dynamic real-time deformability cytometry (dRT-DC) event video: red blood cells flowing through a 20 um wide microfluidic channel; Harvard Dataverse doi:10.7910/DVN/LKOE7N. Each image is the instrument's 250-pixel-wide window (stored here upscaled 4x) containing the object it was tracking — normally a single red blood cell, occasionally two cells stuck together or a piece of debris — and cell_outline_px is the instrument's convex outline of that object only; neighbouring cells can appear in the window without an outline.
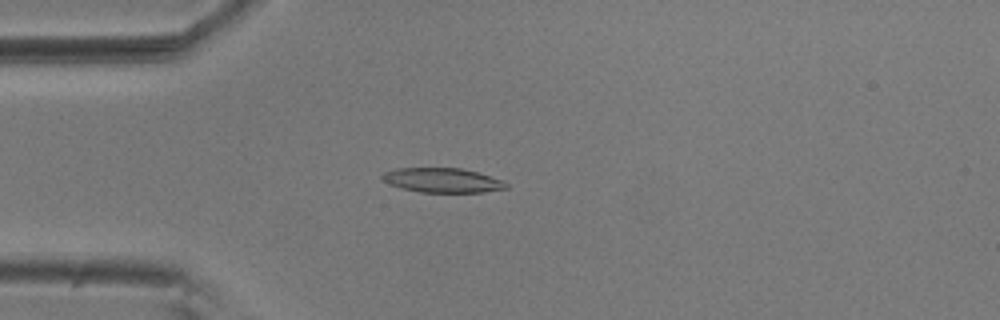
{"species": "common noctule bat (a hibernating species)", "species_latin": "Nyctalus noctula", "temperature_condition": "room temperature", "stored_images_in_passage": 54, "camera_frame_rate_fps": 3000, "um_per_image_px": 0.085, "animal": {"sex": "male", "body_mass_g": 20.5, "forearm_length_mm": 52.5}, "frame": {"image": 1, "passage_image": 14, "time_ms": 4.333, "image_size_px": [1000, 320], "cell_outline_px": [[508, 188], [484, 192], [420, 192], [388, 184], [380, 180], [380, 176], [384, 172], [396, 168], [460, 168], [476, 172], [504, 180], [508, 184]], "centroid_in_image_um": [37.59, 15.32], "position_along_channel_um": 47.4, "area_um2": 17.74}}
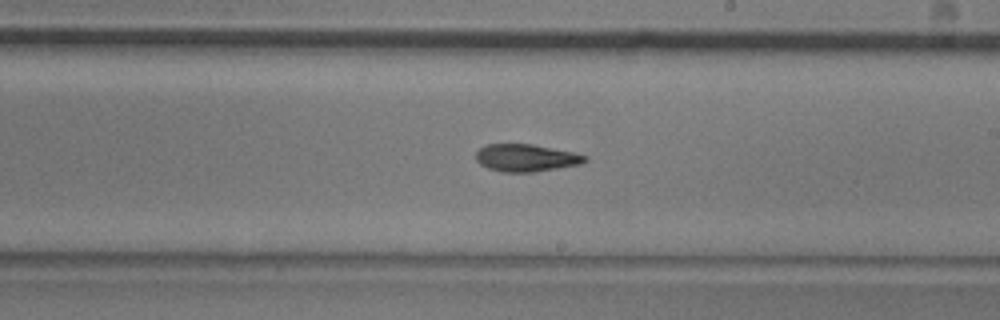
{"frame": {"image": 2, "passage_image": 31, "time_ms": 10.0, "image_size_px": [1000, 320], "cell_outline_px": [[588, 160], [580, 164], [536, 172], [500, 172], [488, 168], [480, 164], [476, 160], [476, 152], [480, 148], [488, 144], [532, 144], [572, 152], [584, 156]], "centroid_in_image_um": [44.67, 13.42], "position_along_channel_um": 244.3, "area_um2": 17.28}}
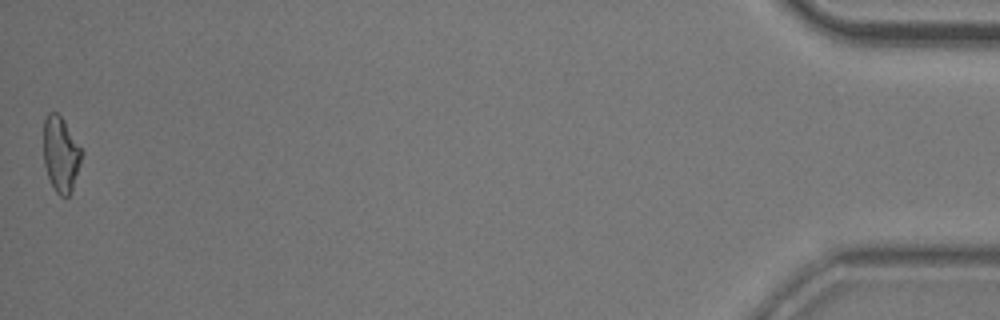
{"frame": {"image": 3, "passage_image": 54, "time_ms": 17.667, "image_size_px": [1000, 320], "cell_outline_px": [[84, 152], [72, 192], [68, 196], [60, 196], [56, 192], [48, 176], [44, 164], [44, 120], [48, 112], [56, 112], [64, 120]], "centroid_in_image_um": [5.19, 13.11], "position_along_channel_um": 430.0, "area_um2": 16.82}, "authors_computed_cell_mechanics": {"area_um2": 17.4845, "velocity_mm_per_s": 3.6906, "shape_relaxation_time_tau1_ms": 6.4376, "shape_relaxation_time_tau2_ms": null, "deformation_change_tau1": 0.1691, "deformation_change_tau2": null}}